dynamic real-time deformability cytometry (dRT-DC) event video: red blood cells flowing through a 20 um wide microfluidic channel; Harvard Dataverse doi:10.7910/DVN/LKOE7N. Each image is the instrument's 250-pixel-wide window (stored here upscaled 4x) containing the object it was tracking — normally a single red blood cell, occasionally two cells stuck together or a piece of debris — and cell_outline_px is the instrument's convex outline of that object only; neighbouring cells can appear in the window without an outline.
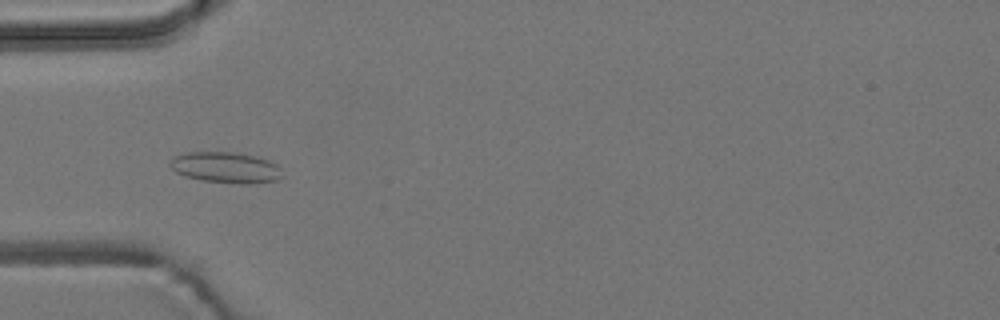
{"species": "common noctule bat (a hibernating species)", "species_latin": "Nyctalus noctula", "temperature_condition": "room temperature", "stored_images_in_passage": 12, "camera_frame_rate_fps": 3000, "um_per_image_px": 0.085, "animal": {"sex": "male", "body_mass_g": 19.2, "forearm_length_mm": 51.8}, "frame": {"image": 1, "passage_image": 4, "time_ms": 4.667, "image_size_px": [1000, 320], "cell_outline_px": [[284, 176], [276, 180], [252, 184], [240, 184], [204, 180], [184, 176], [176, 172], [168, 164], [176, 156], [188, 152], [240, 152], [256, 156], [268, 160], [276, 164], [280, 168]], "centroid_in_image_um": [19.23, 14.24], "position_along_channel_um": 65.8, "area_um2": 20.29}}
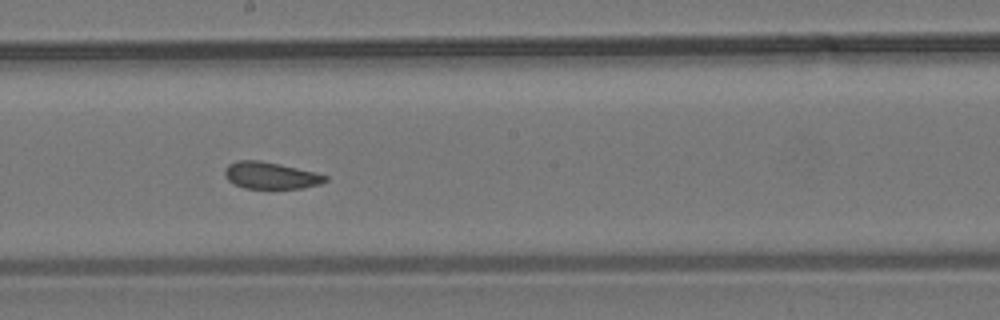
{"frame": {"image": 2, "passage_image": 8, "time_ms": 9.0, "image_size_px": [1000, 320], "cell_outline_px": [[328, 180], [320, 184], [300, 188], [244, 188], [232, 184], [224, 176], [224, 168], [228, 164], [236, 160], [260, 160], [280, 164], [316, 172], [328, 176]], "centroid_in_image_um": [22.97, 14.9], "position_along_channel_um": 225.2, "area_um2": 15.9}}
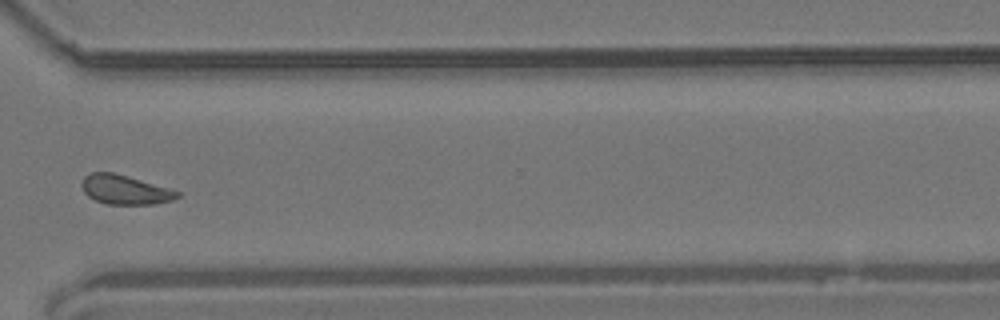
{"frame": {"image": 3, "passage_image": 11, "time_ms": 12.667, "image_size_px": [1000, 320], "cell_outline_px": [[180, 196], [172, 200], [156, 204], [108, 204], [96, 200], [88, 196], [84, 192], [80, 184], [84, 176], [92, 172], [112, 172], [128, 176], [168, 188], [180, 192]], "centroid_in_image_um": [10.6, 16.12], "position_along_channel_um": 360.0, "area_um2": 16.24}, "authors_computed_cell_mechanics": {"area_um2": 16.7042, "velocity_mm_per_s": 3.6925, "shape_relaxation_time_tau1_ms": 3.7365, "shape_relaxation_time_tau2_ms": 1.0623, "deformation_change_tau1": 0.0805, "deformation_change_tau2": 0.0607}}